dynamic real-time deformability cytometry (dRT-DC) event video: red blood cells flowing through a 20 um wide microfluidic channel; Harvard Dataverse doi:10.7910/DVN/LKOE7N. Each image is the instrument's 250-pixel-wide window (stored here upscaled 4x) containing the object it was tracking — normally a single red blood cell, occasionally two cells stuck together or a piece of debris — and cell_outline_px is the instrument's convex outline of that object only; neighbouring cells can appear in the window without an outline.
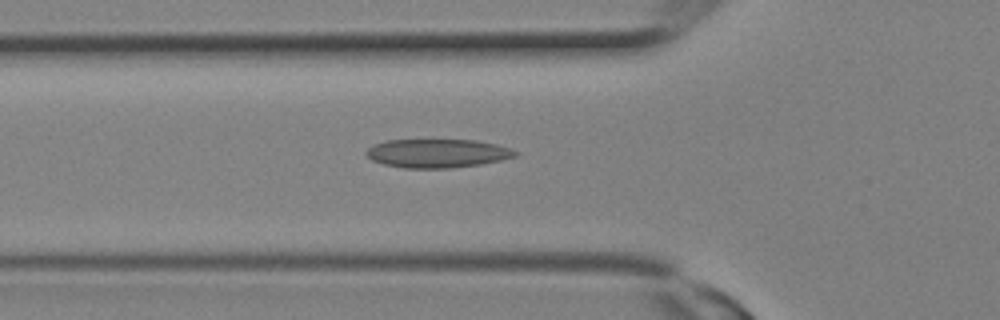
{"species": "Egyptian fruit bat (a non-hibernating species)", "species_latin": "Rousettus aegyptiacus", "temperature_condition": "room temperature", "stored_images_in_passage": 13, "camera_frame_rate_fps": 3000, "um_per_image_px": 0.085, "animal": {"sex": "female"}, "frame": {"image": 1, "passage_image": 8, "time_ms": 2.333, "image_size_px": [1000, 320], "cell_outline_px": [[520, 152], [516, 156], [500, 160], [480, 164], [448, 168], [404, 168], [384, 164], [372, 160], [364, 152], [372, 144], [388, 140], [476, 140], [496, 144], [512, 148]], "centroid_in_image_um": [37.18, 13.02], "position_along_channel_um": 88.6, "area_um2": 24.91}}
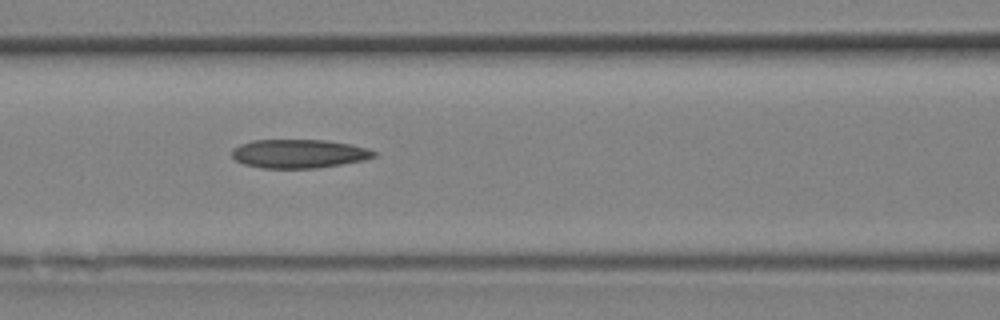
{"frame": {"image": 2, "passage_image": 10, "time_ms": 3.0, "image_size_px": [1000, 320], "cell_outline_px": [[380, 152], [376, 156], [364, 160], [316, 168], [260, 168], [244, 164], [236, 160], [232, 156], [232, 148], [240, 144], [252, 140], [328, 140], [352, 144], [368, 148]], "centroid_in_image_um": [25.44, 13.05], "position_along_channel_um": 141.2, "area_um2": 23.99}}